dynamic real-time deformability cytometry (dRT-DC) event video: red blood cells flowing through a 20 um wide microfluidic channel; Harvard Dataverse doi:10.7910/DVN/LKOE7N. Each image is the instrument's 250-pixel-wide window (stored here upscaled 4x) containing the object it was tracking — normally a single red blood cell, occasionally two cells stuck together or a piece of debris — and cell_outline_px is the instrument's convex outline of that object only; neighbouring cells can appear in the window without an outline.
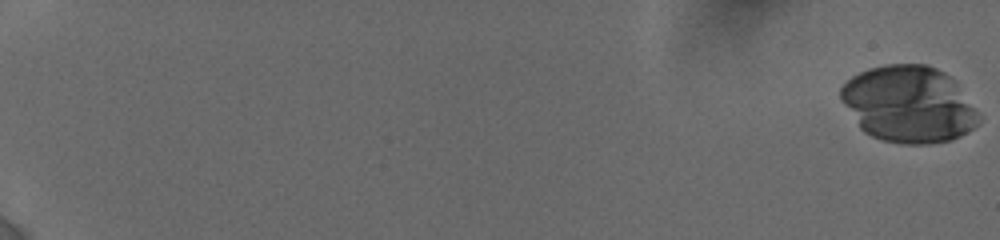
{"species": "human", "species_latin": "Homo sapiens", "temperature_condition": "cold", "stored_images_in_passage": 35, "camera_frame_rate_fps": 3000, "um_per_image_px": 0.085, "donor": {"sex": "female"}, "frame": {"image": 1, "passage_image": 1, "time_ms": 0.0, "image_size_px": [1000, 240], "cell_outline_px": [[980, 124], [960, 136], [952, 140], [928, 144], [900, 144], [884, 140], [872, 136], [864, 132], [860, 128], [840, 100], [840, 88], [852, 76], [868, 68], [884, 64], [928, 64], [944, 72], [956, 80], [976, 108], [980, 120]], "centroid_in_image_um": [77.26, 8.85], "position_along_channel_um": 7.7, "area_um2": 62.14}}
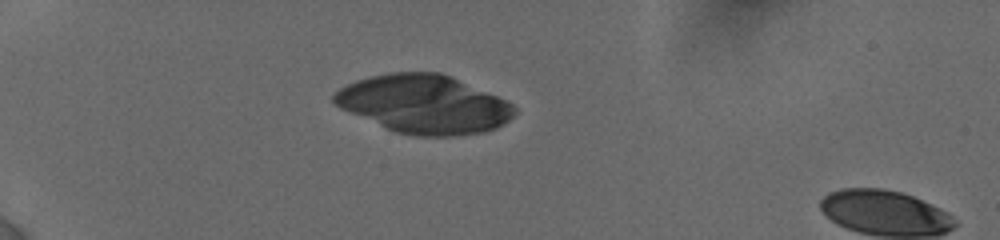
{"frame": {"image": 2, "passage_image": 24, "time_ms": 6.0, "image_size_px": [1000, 240], "cell_outline_px": [[516, 112], [504, 124], [496, 128], [484, 132], [452, 136], [416, 136], [396, 132], [340, 108], [332, 100], [332, 96], [340, 88], [356, 80], [372, 76], [392, 72], [440, 72], [508, 100], [516, 108]], "centroid_in_image_um": [36.07, 8.86], "position_along_channel_um": 48.9, "area_um2": 61.09}}